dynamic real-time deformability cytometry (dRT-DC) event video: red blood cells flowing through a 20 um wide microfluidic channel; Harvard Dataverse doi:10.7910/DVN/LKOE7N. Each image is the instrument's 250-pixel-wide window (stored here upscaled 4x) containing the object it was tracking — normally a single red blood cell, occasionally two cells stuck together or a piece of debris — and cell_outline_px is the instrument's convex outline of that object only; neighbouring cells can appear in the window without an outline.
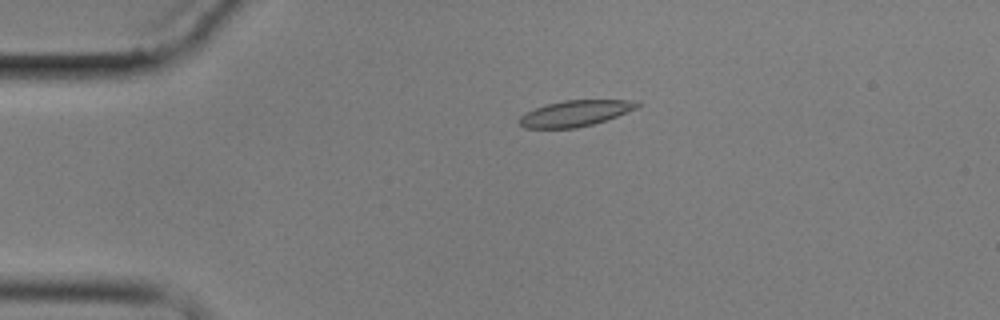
{"species": "common noctule bat (a hibernating species)", "species_latin": "Nyctalus noctula", "temperature_condition": "cold", "stored_images_in_passage": 5, "camera_frame_rate_fps": 3000, "um_per_image_px": 0.085, "animal": {"sex": "male", "body_mass_g": 17.9}, "frame": {"image": 1, "passage_image": 4, "time_ms": 3.333, "image_size_px": [1000, 320], "cell_outline_px": [[640, 104], [636, 108], [616, 116], [592, 124], [576, 128], [524, 128], [516, 120], [520, 116], [536, 108], [548, 104], [564, 100], [628, 100]], "centroid_in_image_um": [48.83, 9.64], "position_along_channel_um": 36.2, "area_um2": 17.46}}